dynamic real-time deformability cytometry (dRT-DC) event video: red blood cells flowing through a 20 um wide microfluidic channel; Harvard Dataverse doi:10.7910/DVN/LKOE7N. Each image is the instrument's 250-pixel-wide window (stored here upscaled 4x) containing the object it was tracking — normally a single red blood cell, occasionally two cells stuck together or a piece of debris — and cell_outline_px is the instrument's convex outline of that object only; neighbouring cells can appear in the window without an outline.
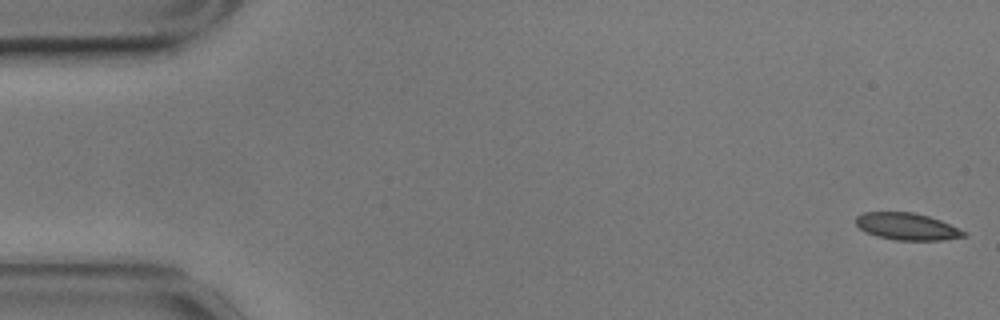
{"species": "common noctule bat (a hibernating species)", "species_latin": "Nyctalus noctula", "temperature_condition": "cold", "stored_images_in_passage": 58, "camera_frame_rate_fps": 3000, "um_per_image_px": 0.085, "animal": {"sex": "male", "body_mass_g": 17.9}, "frame": {"image": 1, "passage_image": 1, "time_ms": 0.0, "image_size_px": [1000, 320], "cell_outline_px": [[968, 236], [944, 240], [896, 240], [876, 236], [864, 232], [856, 224], [856, 216], [864, 212], [912, 212], [928, 216], [940, 220], [968, 232]], "centroid_in_image_um": [77.11, 19.26], "position_along_channel_um": 7.9, "area_um2": 17.11}}
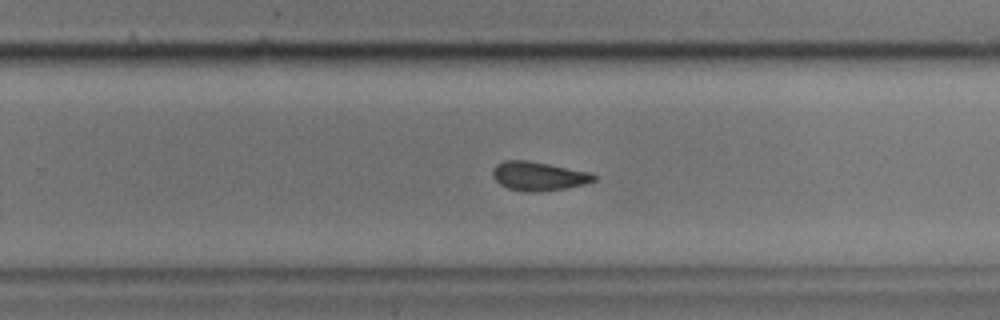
{"frame": {"image": 2, "passage_image": 36, "time_ms": 11.667, "image_size_px": [1000, 320], "cell_outline_px": [[596, 180], [584, 184], [564, 188], [540, 192], [528, 192], [508, 188], [500, 184], [492, 176], [492, 168], [496, 164], [504, 160], [528, 160], [592, 172], [596, 176]], "centroid_in_image_um": [45.77, 14.96], "position_along_channel_um": 284.0, "area_um2": 17.17}}
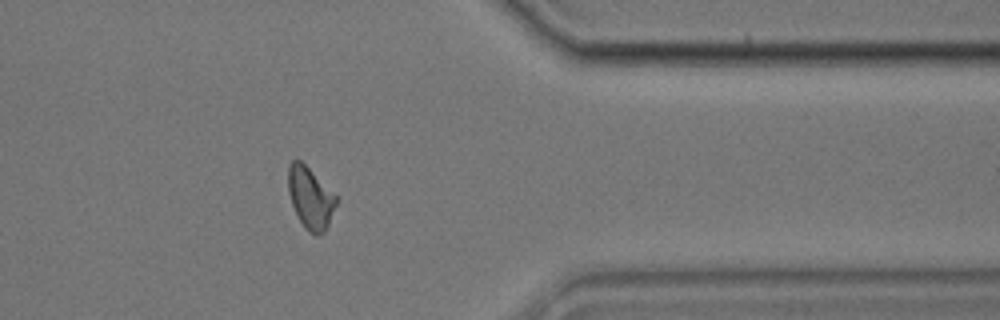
{"frame": {"image": 3, "passage_image": 46, "time_ms": 15.0, "image_size_px": [1000, 320], "cell_outline_px": [[336, 204], [328, 224], [324, 232], [316, 236], [308, 232], [304, 228], [292, 204], [288, 192], [288, 164], [292, 160], [300, 160], [336, 196]], "centroid_in_image_um": [26.35, 16.84], "position_along_channel_um": 385.0, "area_um2": 16.88}, "authors_computed_cell_mechanics": {"area_um2": 17.34, "velocity_mm_per_s": 3.4859, "shape_relaxation_time_tau1_ms": 7.8831, "shape_relaxation_time_tau2_ms": 4.8505, "deformation_change_tau1": 0.1485, "deformation_change_tau2": 0.1011}}